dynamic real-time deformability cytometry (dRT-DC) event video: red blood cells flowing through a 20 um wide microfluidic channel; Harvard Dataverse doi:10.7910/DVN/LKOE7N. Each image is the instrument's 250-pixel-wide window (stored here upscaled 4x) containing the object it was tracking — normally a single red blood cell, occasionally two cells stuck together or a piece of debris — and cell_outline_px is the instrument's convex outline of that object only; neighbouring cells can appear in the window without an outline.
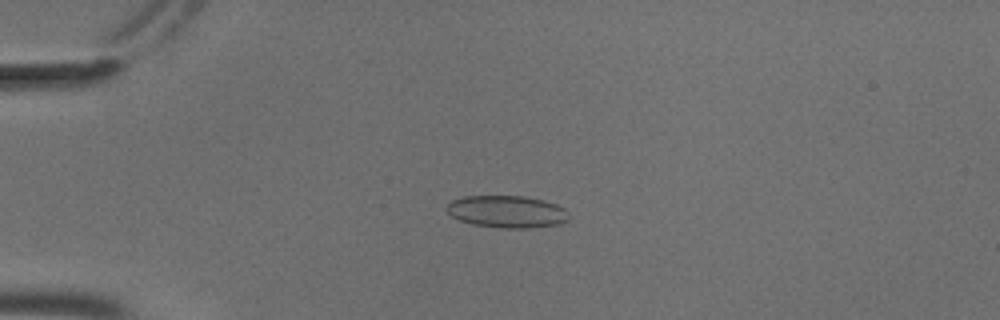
{"species": "common noctule bat (a hibernating species)", "species_latin": "Nyctalus noctula", "temperature_condition": "cold", "stored_images_in_passage": 55, "camera_frame_rate_fps": 3000, "um_per_image_px": 0.085, "animal": {"sex": "male", "body_mass_g": 18.8}, "frame": {"image": 1, "passage_image": 14, "time_ms": 4.333, "image_size_px": [1000, 320], "cell_outline_px": [[568, 220], [560, 224], [528, 228], [500, 228], [472, 224], [460, 220], [452, 216], [444, 208], [452, 200], [464, 196], [524, 196], [544, 200], [556, 204], [564, 208]], "centroid_in_image_um": [43.06, 17.99], "position_along_channel_um": 41.9, "area_um2": 22.89}}
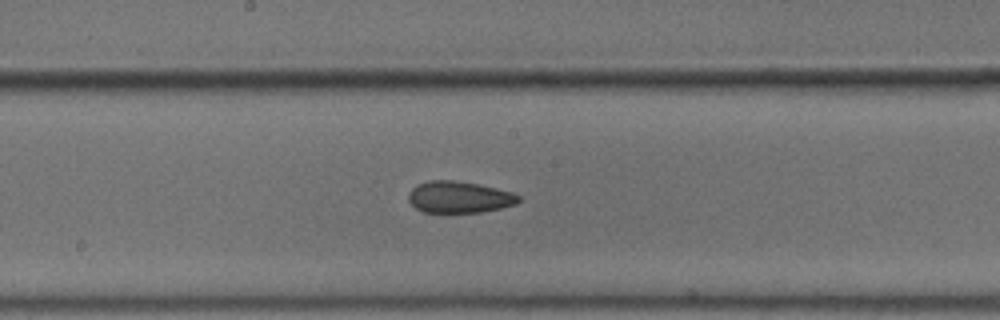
{"frame": {"image": 2, "passage_image": 30, "time_ms": 9.667, "image_size_px": [1000, 320], "cell_outline_px": [[520, 200], [516, 204], [500, 208], [480, 212], [424, 212], [416, 208], [408, 200], [408, 196], [412, 188], [416, 184], [432, 180], [456, 180], [480, 184], [512, 192], [520, 196]], "centroid_in_image_um": [39.03, 16.74], "position_along_channel_um": 209.2, "area_um2": 20.29}}
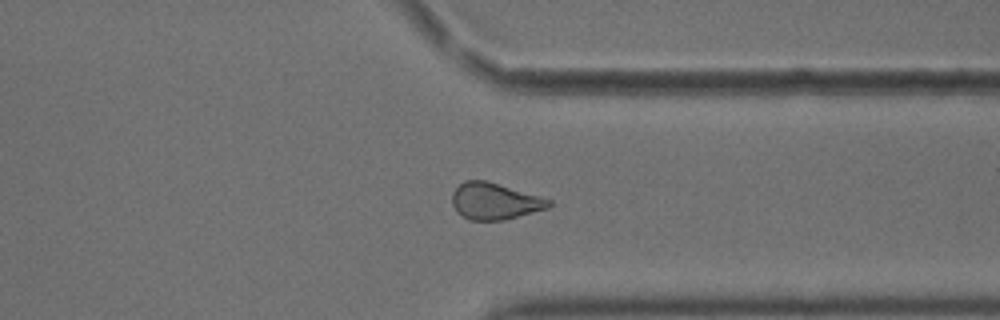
{"frame": {"image": 3, "passage_image": 43, "time_ms": 14.0, "image_size_px": [1000, 320], "cell_outline_px": [[552, 204], [548, 208], [504, 220], [468, 220], [456, 212], [452, 204], [452, 192], [464, 180], [484, 180], [540, 196], [552, 200]], "centroid_in_image_um": [42.03, 17.11], "position_along_channel_um": 369.4, "area_um2": 20.58}, "authors_computed_cell_mechanics": {"area_um2": 21.6172, "velocity_mm_per_s": 3.6971, "shape_relaxation_time_tau1_ms": null, "shape_relaxation_time_tau2_ms": 2.7699, "deformation_change_tau1": null, "deformation_change_tau2": 0.0913}}